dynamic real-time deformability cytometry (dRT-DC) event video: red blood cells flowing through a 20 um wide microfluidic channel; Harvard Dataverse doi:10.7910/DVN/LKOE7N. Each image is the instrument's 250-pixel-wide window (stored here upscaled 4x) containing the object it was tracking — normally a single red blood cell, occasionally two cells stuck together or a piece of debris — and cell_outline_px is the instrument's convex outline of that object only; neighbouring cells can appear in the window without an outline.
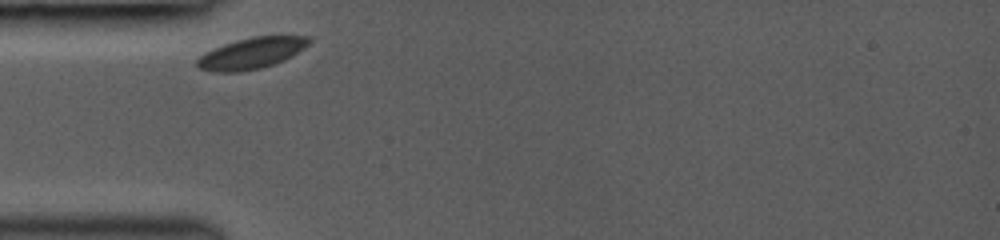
{"species": "common noctule bat (a hibernating species)", "species_latin": "Nyctalus noctula", "temperature_condition": "room temperature", "stored_images_in_passage": 28, "camera_frame_rate_fps": 3000, "um_per_image_px": 0.085, "animal": {"sex": "female", "body_mass_g": 19.0, "forearm_length_mm": 53.3}, "frame": {"image": 1, "passage_image": 1, "time_ms": 0.0, "image_size_px": [1000, 240], "cell_outline_px": [[312, 40], [308, 44], [284, 60], [260, 68], [240, 72], [212, 72], [200, 68], [196, 64], [196, 60], [204, 52], [212, 48], [236, 40], [252, 36], [280, 32], [308, 36]], "centroid_in_image_um": [21.41, 4.46], "position_along_channel_um": 63.6, "area_um2": 20.98}}
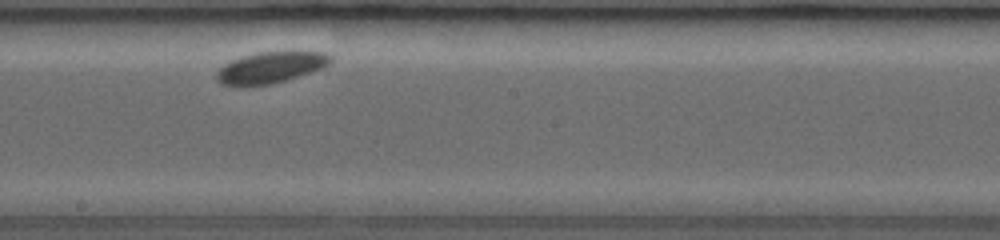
{"frame": {"image": 2, "passage_image": 14, "time_ms": 4.333, "image_size_px": [1000, 240], "cell_outline_px": [[332, 60], [328, 64], [320, 68], [272, 84], [240, 88], [236, 88], [220, 84], [216, 80], [216, 72], [224, 64], [232, 60], [256, 52], [300, 48], [328, 52], [332, 56]], "centroid_in_image_um": [23.0, 5.7], "position_along_channel_um": 225.2, "area_um2": 21.91}}
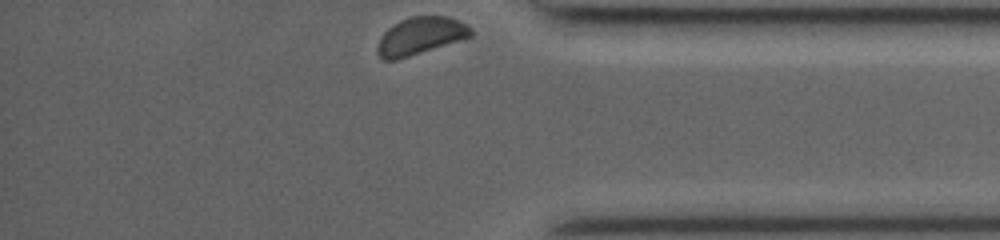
{"frame": {"image": 3, "passage_image": 28, "time_ms": 9.0, "image_size_px": [1000, 240], "cell_outline_px": [[472, 36], [464, 40], [396, 60], [384, 60], [376, 52], [376, 48], [380, 36], [388, 28], [400, 20], [412, 16], [448, 16], [468, 24], [472, 28]], "centroid_in_image_um": [35.76, 3.06], "position_along_channel_um": 399.4, "area_um2": 20.69}}